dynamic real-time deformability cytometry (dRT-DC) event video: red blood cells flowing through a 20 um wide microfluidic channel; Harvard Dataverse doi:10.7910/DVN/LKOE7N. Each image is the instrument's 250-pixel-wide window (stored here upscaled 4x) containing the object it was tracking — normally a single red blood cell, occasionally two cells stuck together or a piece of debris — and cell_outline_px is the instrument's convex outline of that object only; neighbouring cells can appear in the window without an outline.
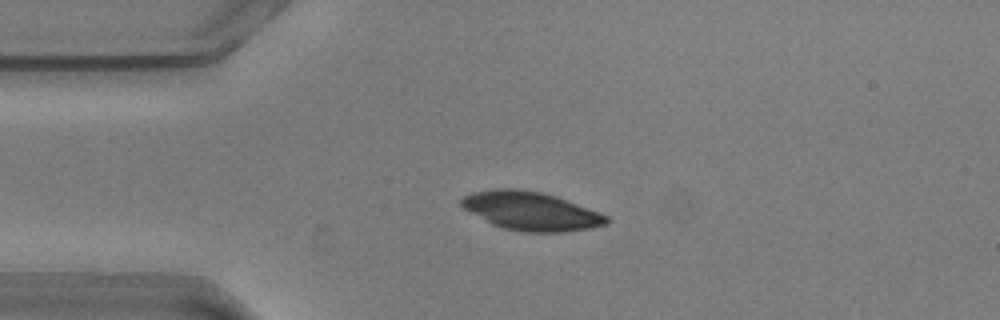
{"species": "common noctule bat (a hibernating species)", "species_latin": "Nyctalus noctula", "temperature_condition": "warm", "stored_images_in_passage": 22, "camera_frame_rate_fps": 3000, "um_per_image_px": 0.085, "animal": {"sex": "male", "body_mass_g": 20.5, "forearm_length_mm": 52.5}, "frame": {"image": 1, "passage_image": 13, "time_ms": 4.0, "image_size_px": [1000, 320], "cell_outline_px": [[612, 220], [608, 224], [592, 228], [564, 232], [524, 232], [504, 228], [492, 224], [464, 208], [460, 204], [460, 200], [464, 196], [472, 192], [496, 188], [516, 188], [540, 192], [556, 196], [600, 212], [608, 216]], "centroid_in_image_um": [45.17, 17.94], "position_along_channel_um": 39.8, "area_um2": 32.66}}